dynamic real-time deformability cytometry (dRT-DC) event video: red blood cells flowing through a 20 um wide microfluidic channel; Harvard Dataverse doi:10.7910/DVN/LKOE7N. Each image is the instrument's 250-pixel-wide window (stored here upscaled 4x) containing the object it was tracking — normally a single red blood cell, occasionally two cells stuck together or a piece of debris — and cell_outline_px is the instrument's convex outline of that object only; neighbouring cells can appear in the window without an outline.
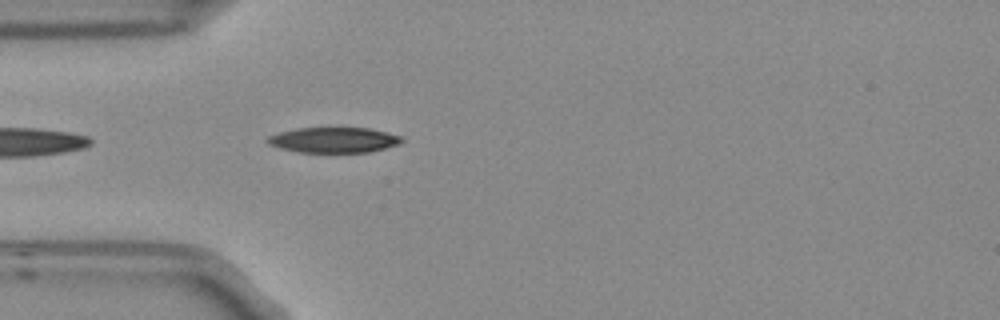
{"species": "Egyptian fruit bat (a non-hibernating species)", "species_latin": "Rousettus aegyptiacus", "temperature_condition": "room temperature", "stored_images_in_passage": 2, "camera_frame_rate_fps": 3000, "um_per_image_px": 0.085, "frame": {"image": 1, "passage_image": 2, "time_ms": 0.333, "image_size_px": [1000, 320], "cell_outline_px": [[404, 140], [400, 144], [368, 152], [296, 152], [280, 148], [268, 144], [264, 140], [268, 136], [280, 132], [296, 128], [368, 128], [388, 132], [404, 136]], "centroid_in_image_um": [28.38, 11.89], "position_along_channel_um": 56.6, "area_um2": 20.0}}